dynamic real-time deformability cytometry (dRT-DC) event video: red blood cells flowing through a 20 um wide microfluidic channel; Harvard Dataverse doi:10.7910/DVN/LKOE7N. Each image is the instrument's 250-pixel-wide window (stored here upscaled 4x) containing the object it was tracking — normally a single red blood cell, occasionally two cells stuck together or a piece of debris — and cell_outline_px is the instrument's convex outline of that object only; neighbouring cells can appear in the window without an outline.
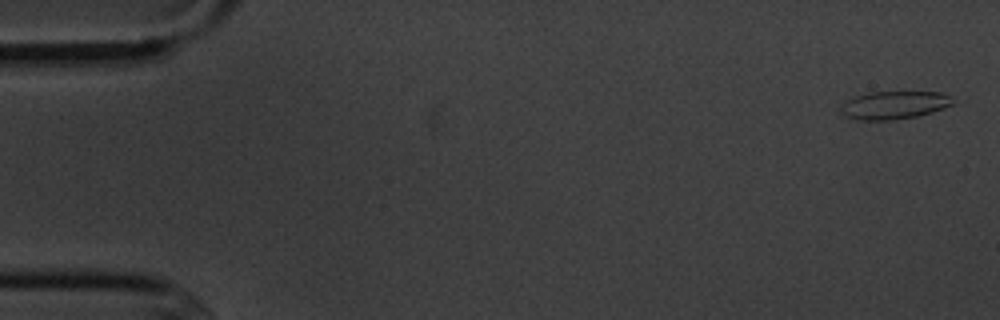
{"species": "common noctule bat (a hibernating species)", "species_latin": "Nyctalus noctula", "temperature_condition": "cold", "stored_images_in_passage": 4, "camera_frame_rate_fps": 3000, "um_per_image_px": 0.085, "animal": {"sex": "male", "body_mass_g": 20.1, "forearm_length_mm": 53.5}, "frame": {"image": 1, "passage_image": 1, "time_ms": 0.0, "image_size_px": [1000, 320], "cell_outline_px": [[956, 104], [932, 112], [916, 116], [892, 120], [860, 120], [844, 116], [840, 112], [840, 104], [856, 96], [868, 92], [940, 92], [952, 96]], "centroid_in_image_um": [76.02, 8.93], "position_along_channel_um": 9.0, "area_um2": 18.44}}